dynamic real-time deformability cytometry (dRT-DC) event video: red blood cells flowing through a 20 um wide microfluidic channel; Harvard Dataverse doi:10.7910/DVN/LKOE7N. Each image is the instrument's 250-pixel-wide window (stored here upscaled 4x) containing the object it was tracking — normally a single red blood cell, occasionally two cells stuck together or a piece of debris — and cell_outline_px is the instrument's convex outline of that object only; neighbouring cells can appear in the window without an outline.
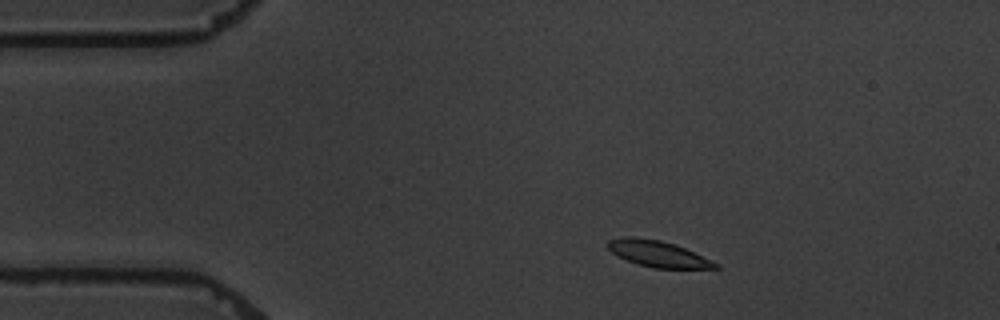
{"species": "common noctule bat (a hibernating species)", "species_latin": "Nyctalus noctula", "temperature_condition": "warm", "stored_images_in_passage": 4, "camera_frame_rate_fps": 3000, "um_per_image_px": 0.085, "animal": {"sex": "male", "body_mass_g": 19.5, "forearm_length_mm": 54.6}, "frame": {"image": 1, "passage_image": 2, "time_ms": 1.0, "image_size_px": [1000, 320], "cell_outline_px": [[720, 268], [652, 268], [636, 264], [612, 252], [608, 248], [608, 240], [624, 236], [632, 236], [660, 240], [684, 248], [720, 264]], "centroid_in_image_um": [55.91, 21.57], "position_along_channel_um": 29.1, "area_um2": 16.18}}
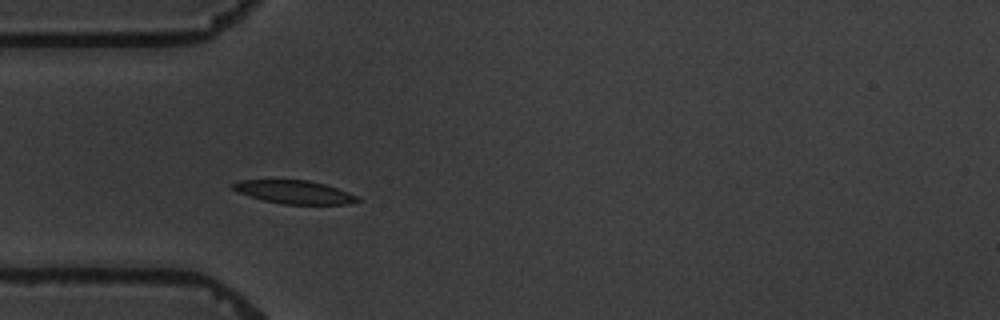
{"frame": {"image": 2, "passage_image": 3, "time_ms": 3.333, "image_size_px": [1000, 320], "cell_outline_px": [[360, 200], [348, 204], [284, 204], [264, 200], [240, 192], [232, 188], [232, 184], [240, 180], [308, 180], [324, 184], [336, 188], [356, 196]], "centroid_in_image_um": [25.02, 16.32], "position_along_channel_um": 60.0, "area_um2": 16.42}}
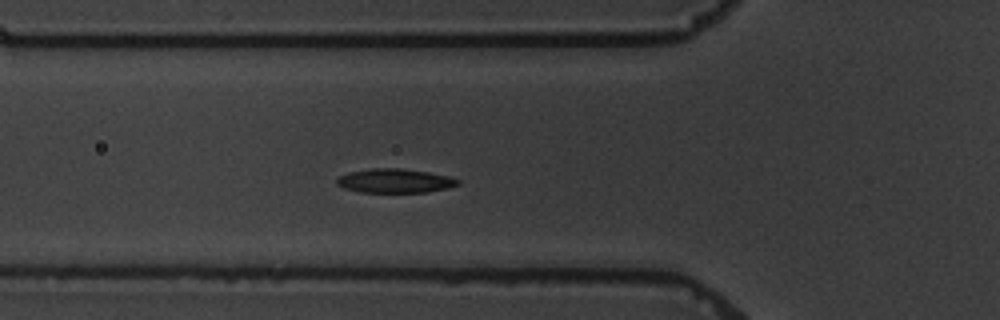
{"frame": {"image": 3, "passage_image": 4, "time_ms": 4.333, "image_size_px": [1000, 320], "cell_outline_px": [[460, 184], [448, 188], [428, 192], [360, 192], [344, 188], [336, 184], [336, 180], [340, 176], [348, 172], [372, 168], [400, 168], [428, 172], [448, 176], [460, 180]], "centroid_in_image_um": [33.57, 15.37], "position_along_channel_um": 92.2, "area_um2": 16.99}}